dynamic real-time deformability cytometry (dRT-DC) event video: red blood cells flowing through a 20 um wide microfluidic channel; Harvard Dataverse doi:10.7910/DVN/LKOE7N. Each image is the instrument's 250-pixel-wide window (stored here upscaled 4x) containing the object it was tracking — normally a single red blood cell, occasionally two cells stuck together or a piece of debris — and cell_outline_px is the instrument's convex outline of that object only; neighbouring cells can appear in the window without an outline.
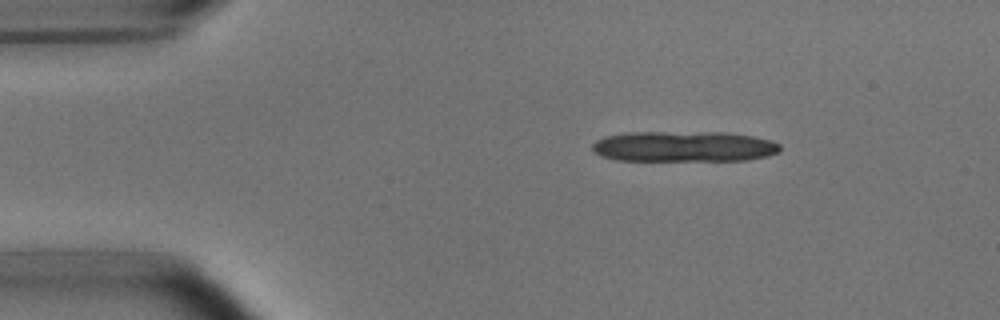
{"species": "common noctule bat (a hibernating species)", "species_latin": "Nyctalus noctula", "temperature_condition": "room temperature", "stored_images_in_passage": 7, "camera_frame_rate_fps": 3000, "um_per_image_px": 0.085, "animal": {"sex": "male", "body_mass_g": 15.6}, "frame": {"image": 1, "passage_image": 1, "time_ms": 0.0, "image_size_px": [1000, 320], "cell_outline_px": [[780, 152], [768, 156], [748, 160], [620, 160], [600, 156], [592, 152], [592, 144], [596, 140], [604, 136], [628, 132], [724, 132], [752, 136], [772, 140], [780, 144]], "centroid_in_image_um": [58.13, 12.44], "position_along_channel_um": 26.9, "area_um2": 33.76}}